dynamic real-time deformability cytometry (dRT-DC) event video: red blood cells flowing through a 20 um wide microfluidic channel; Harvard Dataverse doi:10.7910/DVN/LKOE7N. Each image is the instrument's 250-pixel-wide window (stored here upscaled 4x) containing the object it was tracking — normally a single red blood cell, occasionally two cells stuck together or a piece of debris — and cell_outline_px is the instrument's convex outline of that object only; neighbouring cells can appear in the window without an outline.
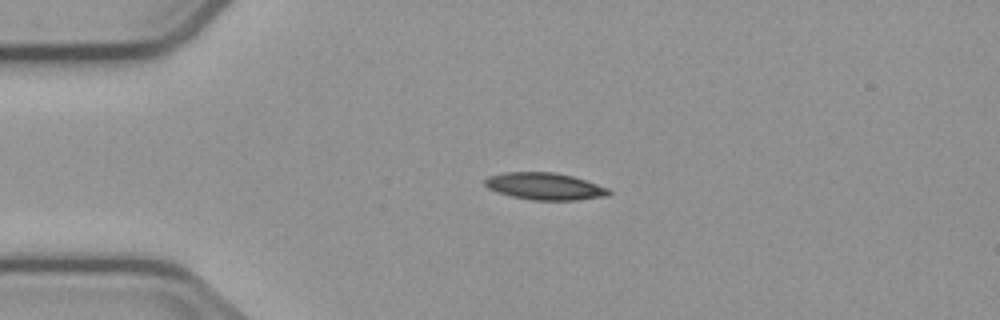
{"species": "common noctule bat (a hibernating species)", "species_latin": "Nyctalus noctula", "temperature_condition": "cold", "stored_images_in_passage": 43, "camera_frame_rate_fps": 3000, "um_per_image_px": 0.085, "animal": {"sex": "male", "body_mass_g": 23.1, "forearm_length_mm": 52.7}, "frame": {"image": 1, "passage_image": 1, "time_ms": 0.0, "image_size_px": [1000, 320], "cell_outline_px": [[612, 192], [608, 196], [576, 200], [532, 200], [512, 196], [496, 192], [488, 188], [484, 184], [484, 180], [488, 176], [504, 172], [556, 172], [572, 176], [608, 188]], "centroid_in_image_um": [46.28, 15.83], "position_along_channel_um": 38.7, "area_um2": 19.54}}
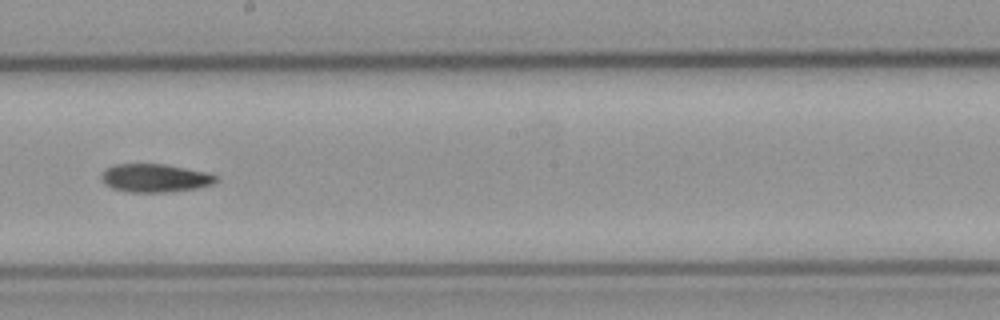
{"frame": {"image": 2, "passage_image": 19, "time_ms": 6.0, "image_size_px": [1000, 320], "cell_outline_px": [[220, 180], [212, 184], [196, 188], [168, 192], [128, 192], [112, 188], [104, 184], [100, 176], [108, 168], [116, 164], [164, 164], [208, 172], [216, 176]], "centroid_in_image_um": [13.19, 15.13], "position_along_channel_um": 235.0, "area_um2": 18.84}}
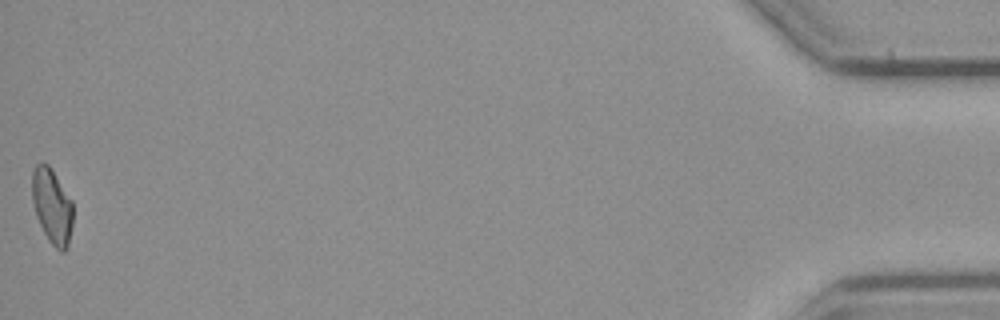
{"frame": {"image": 3, "passage_image": 43, "time_ms": 14.0, "image_size_px": [1000, 320], "cell_outline_px": [[72, 224], [68, 248], [64, 252], [60, 252], [48, 240], [36, 216], [32, 200], [32, 172], [36, 164], [48, 164], [72, 200]], "centroid_in_image_um": [4.43, 17.55], "position_along_channel_um": 430.8, "area_um2": 17.8}}